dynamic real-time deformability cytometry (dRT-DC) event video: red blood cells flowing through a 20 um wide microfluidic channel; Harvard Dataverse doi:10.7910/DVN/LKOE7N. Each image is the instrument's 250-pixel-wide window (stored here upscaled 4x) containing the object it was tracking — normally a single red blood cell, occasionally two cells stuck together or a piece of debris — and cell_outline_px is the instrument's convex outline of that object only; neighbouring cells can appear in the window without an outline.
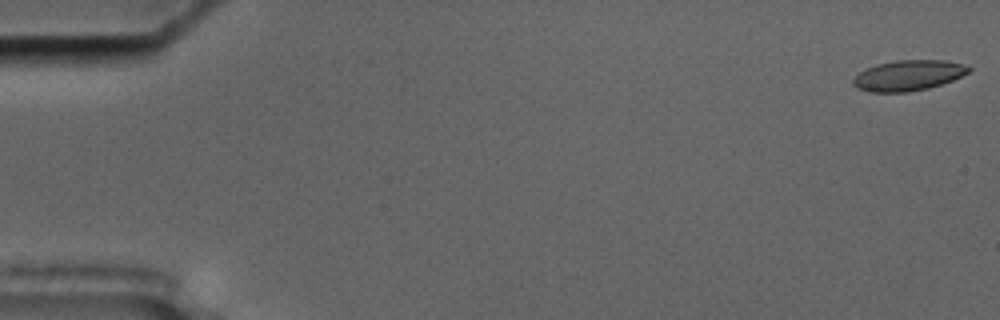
{"species": "common noctule bat (a hibernating species)", "species_latin": "Nyctalus noctula", "temperature_condition": "cold", "stored_images_in_passage": 57, "segment_of_instrument_passage": [1, 2], "camera_frame_rate_fps": 3000, "um_per_image_px": 0.085, "animal": {"sex": "male", "body_mass_g": 17.5, "forearm_length_mm": 52.3}, "frame": {"image": 1, "passage_image": 1, "time_ms": 0.0, "image_size_px": [1000, 320], "cell_outline_px": [[972, 68], [968, 72], [952, 80], [928, 88], [908, 92], [868, 92], [856, 88], [852, 84], [852, 80], [860, 72], [876, 64], [896, 60], [948, 60], [964, 64]], "centroid_in_image_um": [77.19, 6.41], "position_along_channel_um": 7.8, "area_um2": 20.52}}
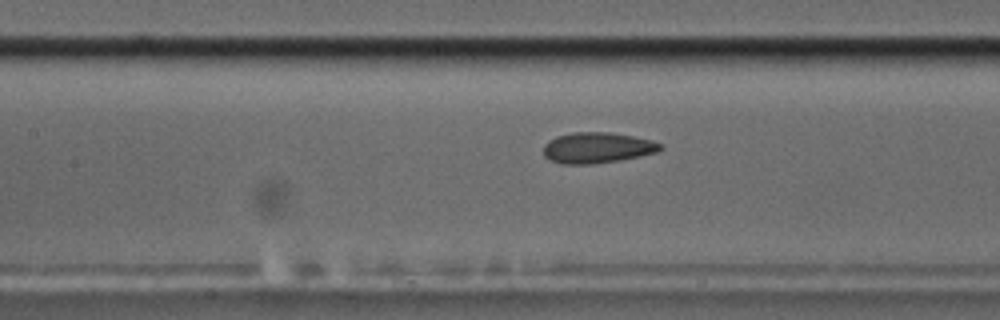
{"frame": {"image": 2, "passage_image": 26, "time_ms": 8.333, "image_size_px": [1000, 320], "cell_outline_px": [[664, 148], [656, 152], [640, 156], [620, 160], [592, 164], [560, 164], [544, 156], [544, 144], [548, 140], [556, 136], [572, 132], [608, 132], [632, 136], [652, 140], [664, 144]], "centroid_in_image_um": [50.77, 12.55], "position_along_channel_um": 156.6, "area_um2": 21.1}}
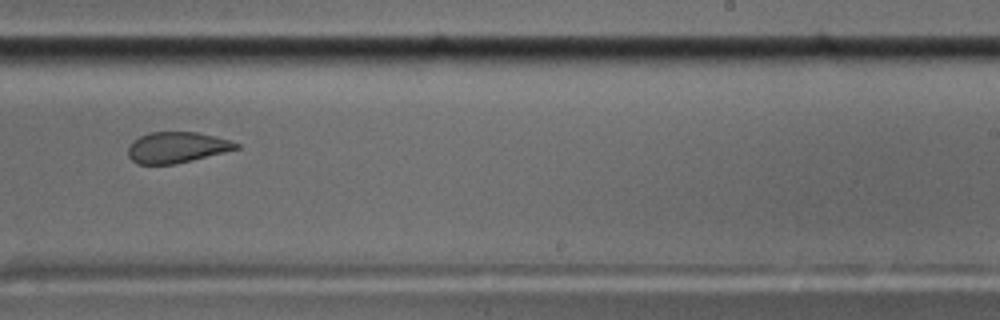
{"frame": {"image": 3, "passage_image": 36, "time_ms": 11.667, "image_size_px": [1000, 320], "cell_outline_px": [[240, 148], [176, 164], [136, 164], [128, 156], [128, 148], [132, 140], [148, 132], [196, 132], [216, 136], [240, 144]], "centroid_in_image_um": [15.0, 12.53], "position_along_channel_um": 274.0, "area_um2": 19.48}}